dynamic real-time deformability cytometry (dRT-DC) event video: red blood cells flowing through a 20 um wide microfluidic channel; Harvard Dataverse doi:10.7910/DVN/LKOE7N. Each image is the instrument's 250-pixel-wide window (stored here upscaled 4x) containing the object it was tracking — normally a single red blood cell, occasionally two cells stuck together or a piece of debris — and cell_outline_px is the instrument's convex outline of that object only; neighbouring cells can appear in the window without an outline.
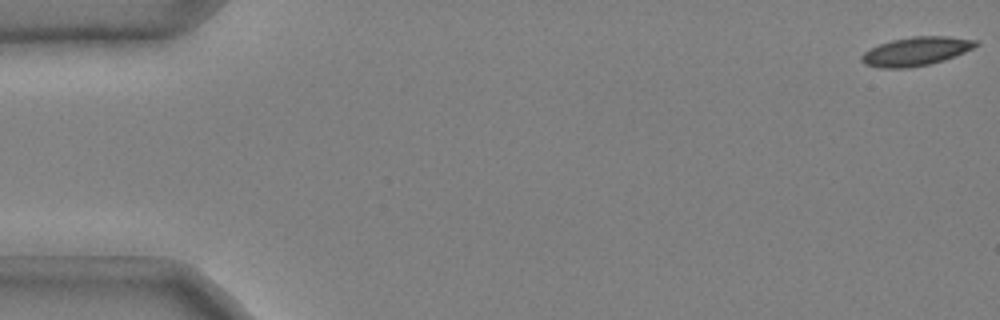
{"species": "common noctule bat (a hibernating species)", "species_latin": "Nyctalus noctula", "temperature_condition": "cold", "stored_images_in_passage": 7, "camera_frame_rate_fps": 3000, "um_per_image_px": 0.085, "animal": {"sex": "male", "body_mass_g": 20.4}, "frame": {"image": 1, "passage_image": 1, "time_ms": 0.0, "image_size_px": [1000, 320], "cell_outline_px": [[980, 44], [964, 52], [944, 60], [928, 64], [908, 68], [880, 68], [864, 64], [860, 60], [860, 56], [864, 52], [880, 44], [892, 40], [912, 36], [948, 36], [980, 40]], "centroid_in_image_um": [77.87, 4.36], "position_along_channel_um": 7.1, "area_um2": 19.13}}